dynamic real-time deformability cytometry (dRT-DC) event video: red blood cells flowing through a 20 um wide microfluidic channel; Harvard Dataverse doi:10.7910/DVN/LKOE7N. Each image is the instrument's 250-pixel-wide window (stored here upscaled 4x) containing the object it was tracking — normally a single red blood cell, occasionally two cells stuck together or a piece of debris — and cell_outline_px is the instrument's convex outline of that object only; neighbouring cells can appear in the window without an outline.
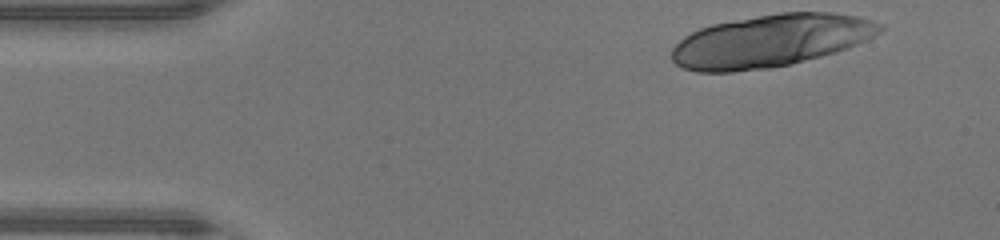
{"species": "human", "species_latin": "Homo sapiens", "temperature_condition": "warm", "stored_images_in_passage": 16, "camera_frame_rate_fps": 3000, "um_per_image_px": 0.085, "donor": {"sex": "male"}, "frame": {"image": 1, "passage_image": 1, "time_ms": 0.0, "image_size_px": [1000, 240], "cell_outline_px": [[884, 28], [880, 32], [848, 48], [836, 52], [788, 64], [768, 68], [732, 72], [696, 72], [684, 68], [676, 64], [672, 60], [672, 48], [684, 36], [700, 28], [712, 24], [780, 12], [832, 12], [860, 16], [884, 24]], "centroid_in_image_um": [65.5, 3.46], "position_along_channel_um": 19.5, "area_um2": 63.46}}
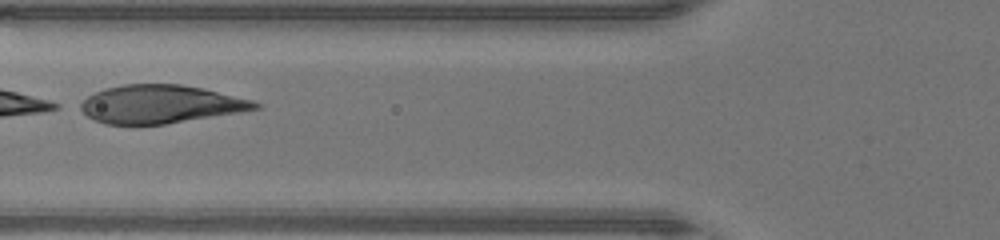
{"frame": {"image": 2, "passage_image": 14, "time_ms": 4.333, "image_size_px": [1000, 240], "cell_outline_px": [[264, 104], [260, 108], [240, 112], [164, 124], [104, 124], [88, 116], [76, 108], [76, 104], [88, 96], [104, 88], [124, 84], [180, 84], [204, 88], [252, 100]], "centroid_in_image_um": [13.61, 8.85], "position_along_channel_um": 112.2, "area_um2": 39.02}}